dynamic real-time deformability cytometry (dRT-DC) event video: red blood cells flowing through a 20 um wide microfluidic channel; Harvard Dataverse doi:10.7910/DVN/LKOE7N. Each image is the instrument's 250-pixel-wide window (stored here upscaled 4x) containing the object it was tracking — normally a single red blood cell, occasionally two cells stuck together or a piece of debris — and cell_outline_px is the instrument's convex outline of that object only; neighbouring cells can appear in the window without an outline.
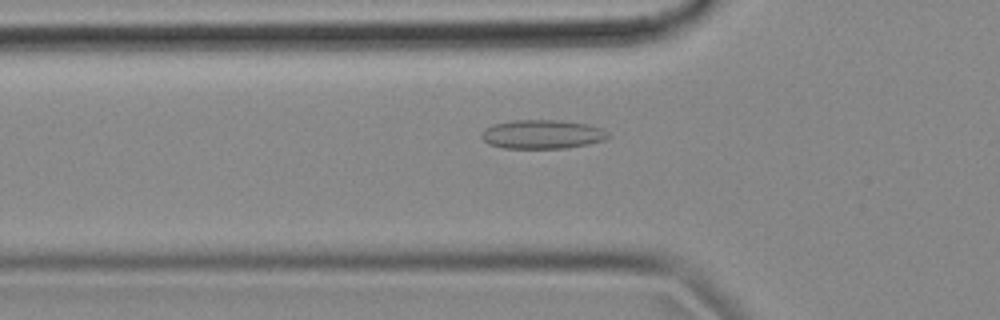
{"species": "common noctule bat (a hibernating species)", "species_latin": "Nyctalus noctula", "temperature_condition": "cold", "stored_images_in_passage": 53, "camera_frame_rate_fps": 3000, "um_per_image_px": 0.085, "animal": {"sex": "female", "body_mass_g": 18.4}, "frame": {"image": 1, "passage_image": 17, "time_ms": 5.333, "image_size_px": [1000, 320], "cell_outline_px": [[612, 136], [604, 140], [588, 144], [564, 148], [504, 148], [488, 144], [480, 136], [480, 132], [484, 128], [492, 124], [512, 120], [560, 120], [588, 124], [600, 128]], "centroid_in_image_um": [46.05, 11.41], "position_along_channel_um": 79.8, "area_um2": 21.5}}
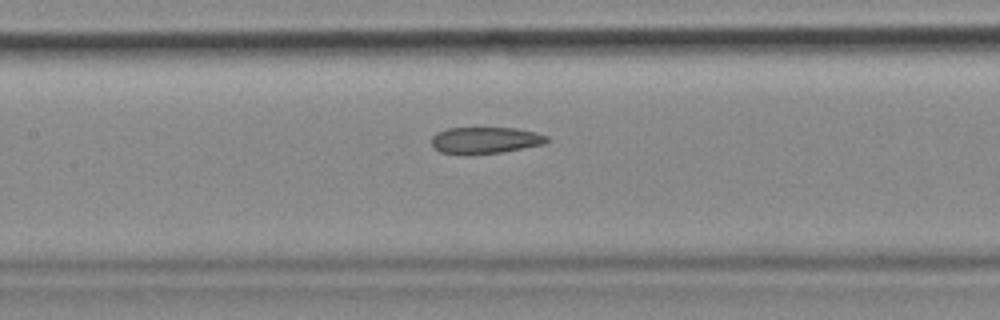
{"frame": {"image": 2, "passage_image": 24, "time_ms": 7.667, "image_size_px": [1000, 320], "cell_outline_px": [[548, 140], [544, 144], [500, 152], [468, 156], [464, 156], [440, 152], [432, 148], [432, 136], [436, 132], [448, 128], [516, 128], [536, 132], [548, 136]], "centroid_in_image_um": [41.18, 11.94], "position_along_channel_um": 166.2, "area_um2": 18.21}}
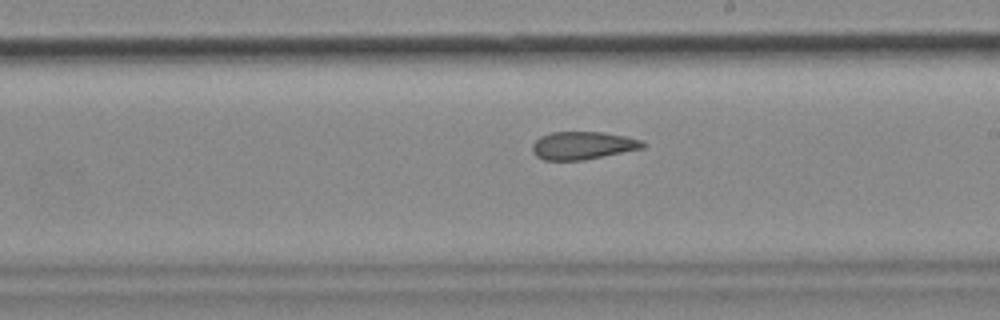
{"frame": {"image": 3, "passage_image": 30, "time_ms": 9.667, "image_size_px": [1000, 320], "cell_outline_px": [[648, 144], [644, 148], [584, 160], [544, 160], [536, 156], [532, 152], [532, 144], [540, 136], [552, 132], [604, 132], [628, 136], [644, 140]], "centroid_in_image_um": [49.58, 12.36], "position_along_channel_um": 239.4, "area_um2": 18.21}, "authors_computed_cell_mechanics": {"area_um2": 19.5364, "velocity_mm_per_s": 3.6886, "shape_relaxation_time_tau1_ms": null, "shape_relaxation_time_tau2_ms": 2.1593, "deformation_change_tau1": null, "deformation_change_tau2": 0.0884}}